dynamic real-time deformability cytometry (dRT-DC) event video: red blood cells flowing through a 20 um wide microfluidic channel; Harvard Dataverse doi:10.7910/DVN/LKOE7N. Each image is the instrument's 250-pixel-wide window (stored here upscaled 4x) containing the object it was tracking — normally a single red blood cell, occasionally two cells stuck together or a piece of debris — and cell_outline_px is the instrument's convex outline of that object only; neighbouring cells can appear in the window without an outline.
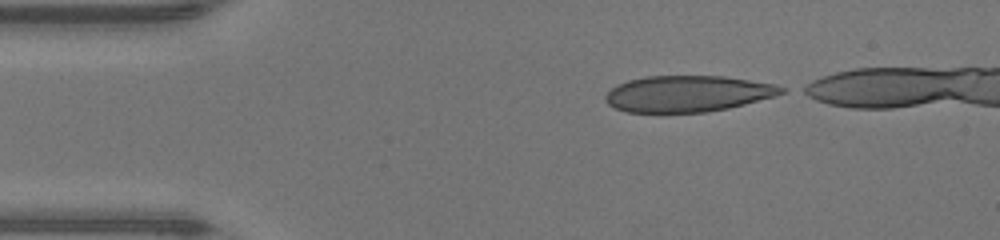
{"species": "human", "species_latin": "Homo sapiens", "temperature_condition": "warm", "stored_images_in_passage": 35, "camera_frame_rate_fps": 3000, "um_per_image_px": 0.085, "donor": {"sex": "male"}, "frame": {"image": 1, "passage_image": 1, "time_ms": 0.0, "image_size_px": [1000, 240], "cell_outline_px": [[784, 92], [772, 96], [744, 104], [728, 108], [708, 112], [624, 112], [608, 104], [604, 100], [604, 96], [616, 84], [628, 80], [644, 76], [724, 76], [776, 84], [784, 88]], "centroid_in_image_um": [58.4, 7.96], "position_along_channel_um": 26.6, "area_um2": 37.05}}
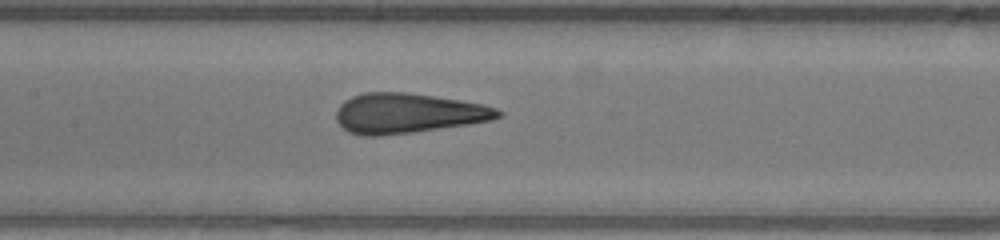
{"frame": {"image": 2, "passage_image": 15, "time_ms": 4.667, "image_size_px": [1000, 240], "cell_outline_px": [[504, 116], [492, 120], [468, 124], [412, 132], [380, 136], [360, 136], [348, 132], [336, 120], [336, 112], [340, 104], [344, 100], [352, 96], [364, 92], [404, 92], [460, 100], [484, 104], [496, 108], [504, 112]], "centroid_in_image_um": [34.67, 9.63], "position_along_channel_um": 172.7, "area_um2": 37.8}}
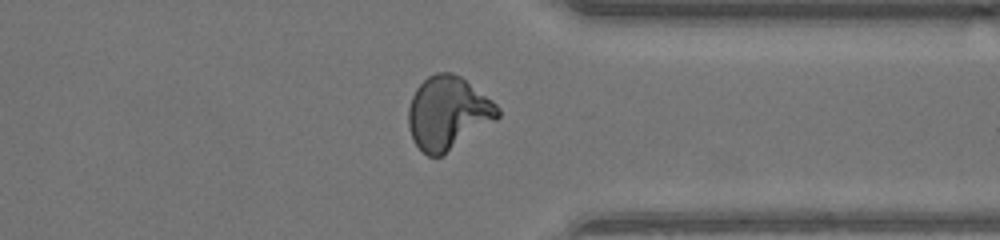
{"frame": {"image": 3, "passage_image": 29, "time_ms": 9.333, "image_size_px": [1000, 240], "cell_outline_px": [[500, 116], [496, 120], [440, 156], [428, 156], [412, 140], [408, 124], [408, 108], [412, 96], [416, 88], [428, 76], [436, 72], [452, 72], [460, 76], [492, 100], [500, 108]], "centroid_in_image_um": [38.06, 9.58], "position_along_channel_um": 373.3, "area_um2": 37.74}, "authors_computed_cell_mechanics": {"area_um2": 37.1654, "velocity_mm_per_s": 4.403, "shape_relaxation_time_tau1_ms": 11.2889, "shape_relaxation_time_tau2_ms": null, "deformation_change_tau1": 0.3885, "deformation_change_tau2": null}}